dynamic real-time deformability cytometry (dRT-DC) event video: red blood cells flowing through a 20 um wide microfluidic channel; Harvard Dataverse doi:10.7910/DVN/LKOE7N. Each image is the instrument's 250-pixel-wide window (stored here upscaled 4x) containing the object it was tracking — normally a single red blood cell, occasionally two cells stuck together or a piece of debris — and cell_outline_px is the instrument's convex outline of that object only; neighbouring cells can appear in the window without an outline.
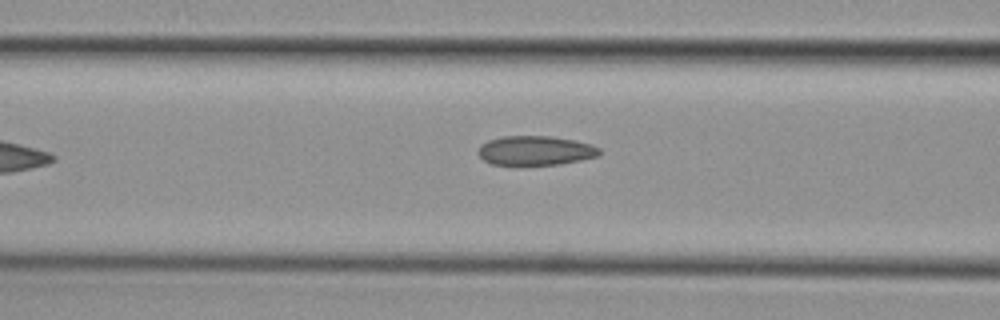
{"species": "common noctule bat (a hibernating species)", "species_latin": "Nyctalus noctula", "temperature_condition": "cold", "stored_images_in_passage": 7, "camera_frame_rate_fps": 3000, "um_per_image_px": 0.085, "animal": {"sex": "female", "body_mass_g": 29.2, "forearm_length_mm": 56.3}, "frame": {"image": 1, "passage_image": 7, "time_ms": 2.0, "image_size_px": [1000, 320], "cell_outline_px": [[600, 156], [560, 164], [516, 168], [512, 168], [492, 164], [484, 160], [476, 152], [480, 144], [488, 140], [504, 136], [552, 136], [576, 140], [592, 144], [600, 148]], "centroid_in_image_um": [45.47, 12.84], "position_along_channel_um": 121.1, "area_um2": 21.85}}